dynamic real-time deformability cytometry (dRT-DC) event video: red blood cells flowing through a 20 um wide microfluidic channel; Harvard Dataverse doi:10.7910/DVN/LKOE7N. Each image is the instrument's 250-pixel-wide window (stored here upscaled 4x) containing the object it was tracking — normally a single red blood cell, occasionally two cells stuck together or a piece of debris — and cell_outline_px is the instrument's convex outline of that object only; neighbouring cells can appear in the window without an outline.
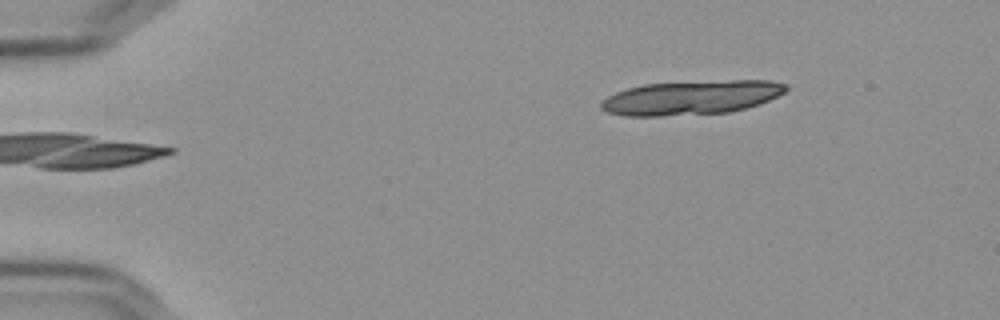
{"species": "Egyptian fruit bat (a non-hibernating species)", "species_latin": "Rousettus aegyptiacus", "temperature_condition": "cold", "stored_images_in_passage": 6, "camera_frame_rate_fps": 3000, "um_per_image_px": 0.085, "frame": {"image": 1, "passage_image": 6, "time_ms": 1.667, "image_size_px": [1000, 320], "cell_outline_px": [[788, 88], [784, 92], [768, 100], [744, 108], [728, 112], [660, 116], [624, 116], [608, 112], [600, 108], [600, 104], [608, 96], [616, 92], [628, 88], [644, 84], [732, 80], [772, 80], [788, 84]], "centroid_in_image_um": [58.75, 8.29], "position_along_channel_um": 26.2, "area_um2": 36.47}}